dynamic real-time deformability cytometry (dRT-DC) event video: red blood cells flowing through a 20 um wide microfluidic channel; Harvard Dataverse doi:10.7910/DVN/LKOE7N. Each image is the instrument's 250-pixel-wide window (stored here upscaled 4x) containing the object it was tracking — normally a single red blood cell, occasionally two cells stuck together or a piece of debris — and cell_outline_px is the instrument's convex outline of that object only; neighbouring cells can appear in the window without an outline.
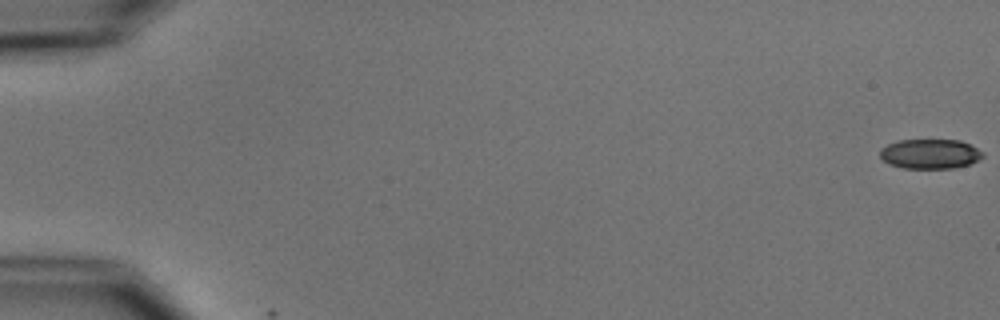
{"species": "common noctule bat (a hibernating species)", "species_latin": "Nyctalus noctula", "temperature_condition": "cold", "stored_images_in_passage": 2, "camera_frame_rate_fps": 3000, "um_per_image_px": 0.085, "animal": {"sex": "male", "body_mass_g": 15.6}, "frame": {"image": 1, "passage_image": 1, "time_ms": 0.0, "image_size_px": [1000, 320], "cell_outline_px": [[984, 156], [972, 164], [952, 168], [904, 168], [888, 164], [880, 156], [880, 148], [888, 144], [900, 140], [960, 140], [984, 152]], "centroid_in_image_um": [79.06, 13.08], "position_along_channel_um": 5.9, "area_um2": 17.8}}